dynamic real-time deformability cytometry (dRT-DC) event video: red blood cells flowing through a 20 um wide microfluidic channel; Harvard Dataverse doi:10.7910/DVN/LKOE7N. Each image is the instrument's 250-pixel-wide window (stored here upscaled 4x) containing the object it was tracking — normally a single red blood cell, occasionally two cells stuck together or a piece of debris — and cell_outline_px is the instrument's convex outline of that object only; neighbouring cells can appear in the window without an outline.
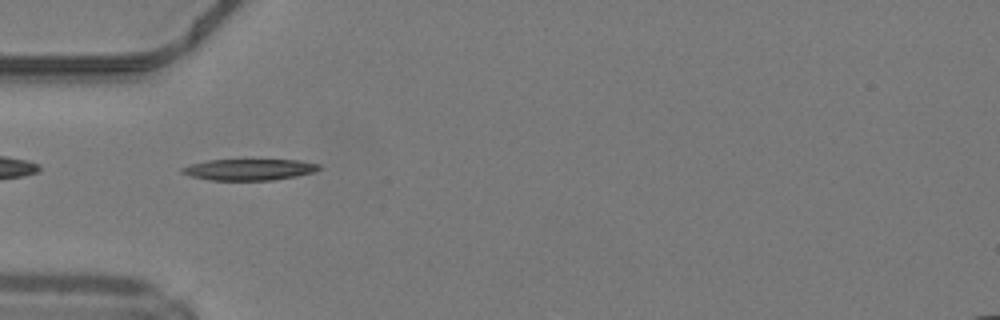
{"species": "common noctule bat (a hibernating species)", "species_latin": "Nyctalus noctula", "temperature_condition": "warm", "stored_images_in_passage": 34, "camera_frame_rate_fps": 3000, "um_per_image_px": 0.085, "animal": {"sex": "male", "body_mass_g": 19.2, "forearm_length_mm": 51.8}, "frame": {"image": 1, "passage_image": 1, "time_ms": 0.0, "image_size_px": [1000, 320], "cell_outline_px": [[320, 168], [316, 172], [296, 176], [272, 180], [208, 180], [192, 176], [180, 172], [180, 168], [192, 164], [208, 160], [300, 160], [320, 164]], "centroid_in_image_um": [21.2, 14.41], "position_along_channel_um": 63.8, "area_um2": 16.94}}
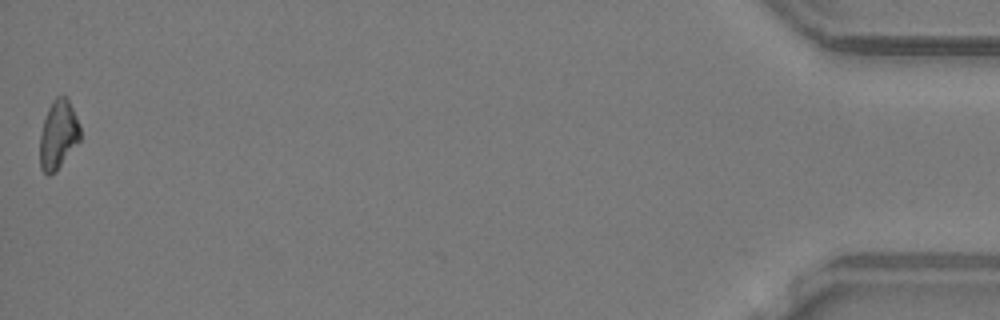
{"frame": {"image": 2, "passage_image": 34, "time_ms": 11.0, "image_size_px": [1000, 320], "cell_outline_px": [[80, 140], [56, 172], [48, 176], [40, 168], [40, 136], [44, 120], [48, 108], [52, 100], [56, 96], [68, 96], [80, 124]], "centroid_in_image_um": [4.96, 11.43], "position_along_channel_um": 430.2, "area_um2": 16.36}, "authors_computed_cell_mechanics": {"area_um2": 16.8487, "velocity_mm_per_s": 4.2419, "shape_relaxation_time_tau1_ms": 5.0476, "shape_relaxation_time_tau2_ms": null, "deformation_change_tau1": 0.1896, "deformation_change_tau2": null}}